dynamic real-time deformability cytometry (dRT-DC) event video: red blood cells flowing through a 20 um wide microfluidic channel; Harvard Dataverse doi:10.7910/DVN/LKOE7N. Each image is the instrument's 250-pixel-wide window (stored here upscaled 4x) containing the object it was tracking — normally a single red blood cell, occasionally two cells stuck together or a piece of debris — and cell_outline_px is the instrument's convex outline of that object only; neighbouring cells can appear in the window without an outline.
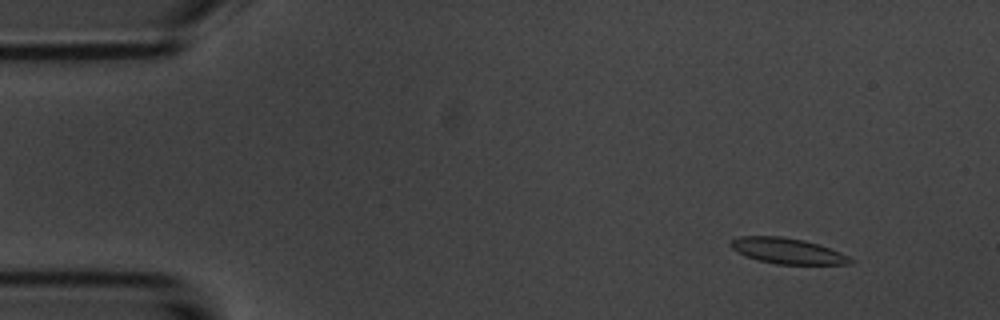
{"species": "common noctule bat (a hibernating species)", "species_latin": "Nyctalus noctula", "temperature_condition": "room temperature", "stored_images_in_passage": 7, "camera_frame_rate_fps": 3000, "um_per_image_px": 0.085, "animal": {"sex": "male", "body_mass_g": 20.1, "forearm_length_mm": 53.5}, "frame": {"image": 1, "passage_image": 1, "time_ms": 0.0, "image_size_px": [1000, 320], "cell_outline_px": [[856, 260], [852, 264], [776, 264], [756, 260], [744, 256], [736, 252], [728, 244], [732, 240], [740, 236], [780, 236], [804, 240], [840, 252]], "centroid_in_image_um": [66.9, 21.33], "position_along_channel_um": 18.1, "area_um2": 17.98}}
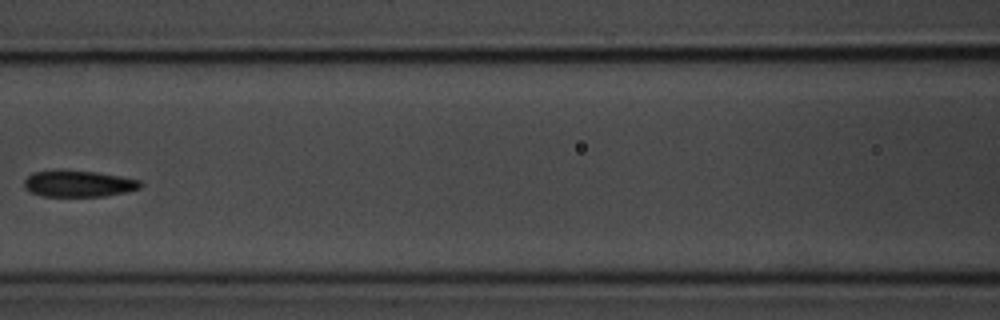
{"frame": {"image": 2, "passage_image": 6, "time_ms": 6.333, "image_size_px": [1000, 320], "cell_outline_px": [[144, 184], [140, 188], [124, 192], [104, 196], [40, 196], [24, 188], [24, 180], [32, 172], [96, 172], [120, 176], [140, 180]], "centroid_in_image_um": [6.7, 15.64], "position_along_channel_um": 159.9, "area_um2": 17.34}}
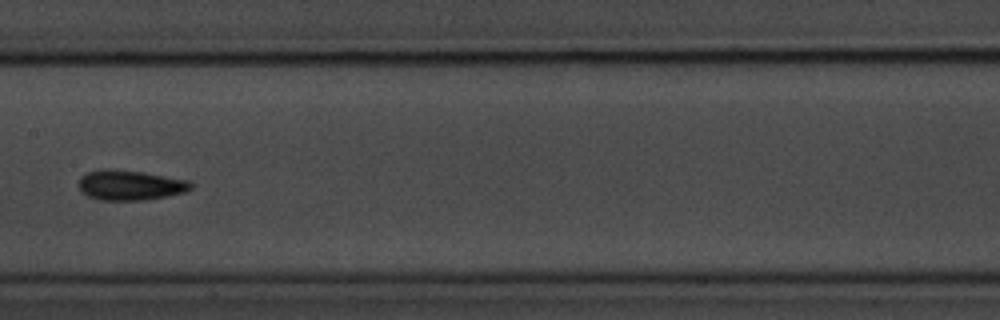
{"frame": {"image": 3, "passage_image": 7, "time_ms": 7.333, "image_size_px": [1000, 320], "cell_outline_px": [[192, 188], [184, 192], [144, 200], [100, 200], [88, 196], [80, 192], [76, 184], [80, 176], [88, 172], [100, 168], [116, 168], [144, 172], [188, 180], [192, 184]], "centroid_in_image_um": [10.97, 15.71], "position_along_channel_um": 196.4, "area_um2": 20.0}}